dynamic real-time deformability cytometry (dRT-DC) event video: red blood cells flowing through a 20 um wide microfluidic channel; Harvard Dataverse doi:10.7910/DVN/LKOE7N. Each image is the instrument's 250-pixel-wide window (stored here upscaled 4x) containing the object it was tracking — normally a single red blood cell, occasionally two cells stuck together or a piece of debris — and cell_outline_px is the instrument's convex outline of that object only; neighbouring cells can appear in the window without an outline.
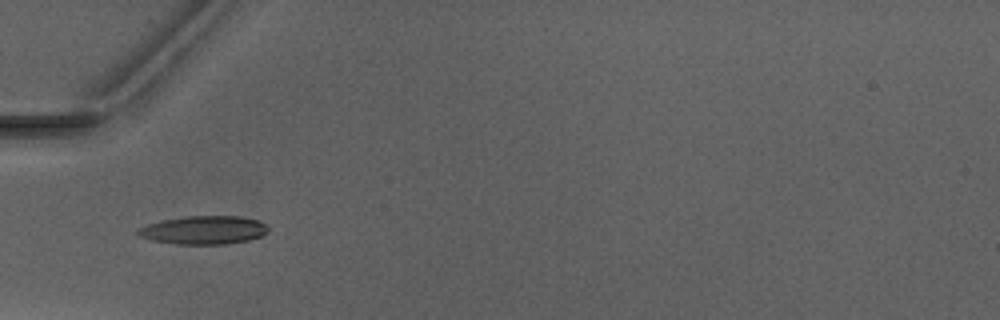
{"species": "Egyptian fruit bat (a non-hibernating species)", "species_latin": "Rousettus aegyptiacus", "temperature_condition": "warm", "stored_images_in_passage": 44, "camera_frame_rate_fps": 3000, "um_per_image_px": 0.085, "animal": {"sex": "male"}, "frame": {"image": 1, "passage_image": 11, "time_ms": 3.333, "image_size_px": [1000, 320], "cell_outline_px": [[268, 232], [260, 236], [248, 240], [224, 244], [176, 244], [152, 240], [140, 236], [136, 232], [140, 228], [148, 224], [164, 220], [184, 216], [240, 216], [260, 220], [268, 228]], "centroid_in_image_um": [17.34, 19.55], "position_along_channel_um": 67.7, "area_um2": 21.39}}
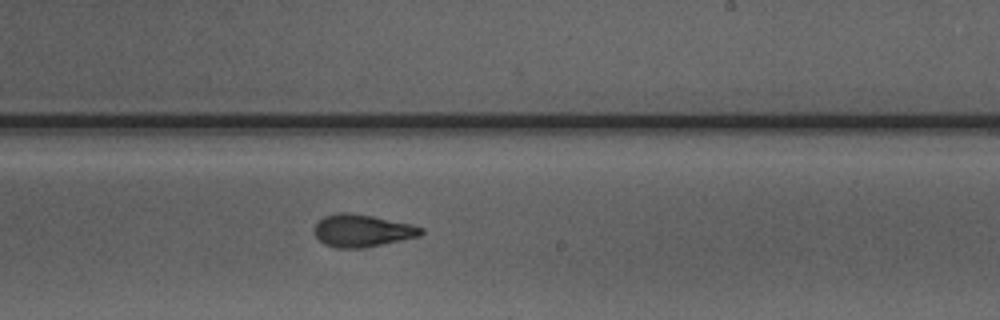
{"frame": {"image": 2, "passage_image": 25, "time_ms": 8.0, "image_size_px": [1000, 320], "cell_outline_px": [[424, 232], [420, 236], [360, 248], [336, 248], [324, 244], [316, 236], [312, 228], [324, 216], [340, 212], [348, 212], [372, 216], [408, 224], [424, 228]], "centroid_in_image_um": [30.74, 19.6], "position_along_channel_um": 258.3, "area_um2": 19.88}}
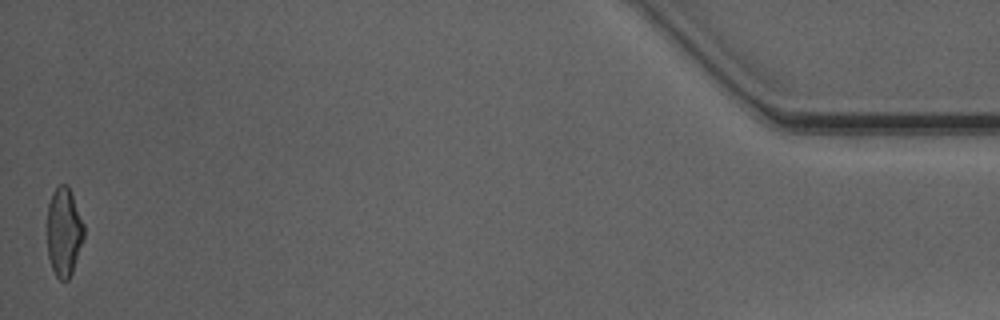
{"frame": {"image": 3, "passage_image": 44, "time_ms": 14.333, "image_size_px": [1000, 320], "cell_outline_px": [[84, 240], [72, 272], [68, 280], [60, 280], [56, 276], [52, 268], [48, 256], [48, 204], [52, 192], [60, 184], [68, 184], [84, 224]], "centroid_in_image_um": [5.45, 19.71], "position_along_channel_um": 429.8, "area_um2": 19.02}, "authors_computed_cell_mechanics": {"area_um2": 19.8832, "velocity_mm_per_s": 4.1253, "shape_relaxation_time_tau1_ms": 8.8231, "shape_relaxation_time_tau2_ms": 2.1767, "deformation_change_tau1": 0.267, "deformation_change_tau2": 0.1039}}